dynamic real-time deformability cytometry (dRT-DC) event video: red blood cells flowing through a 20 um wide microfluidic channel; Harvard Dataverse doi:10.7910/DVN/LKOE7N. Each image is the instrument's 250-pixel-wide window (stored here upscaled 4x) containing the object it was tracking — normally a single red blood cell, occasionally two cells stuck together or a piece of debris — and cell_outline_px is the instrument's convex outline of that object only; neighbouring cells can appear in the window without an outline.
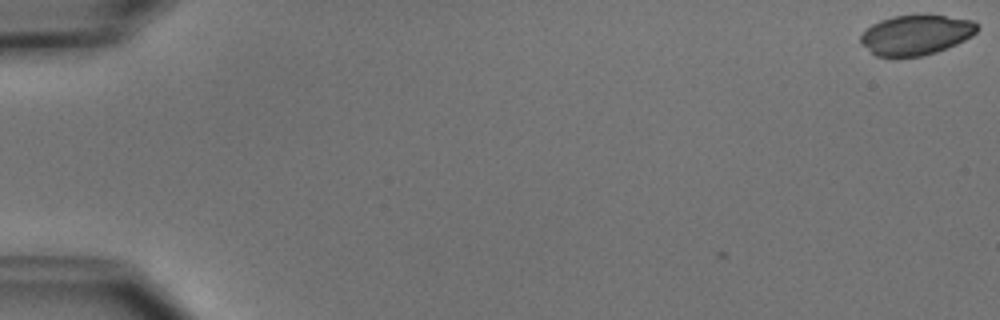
{"species": "common noctule bat (a hibernating species)", "species_latin": "Nyctalus noctula", "temperature_condition": "cold", "stored_images_in_passage": 4, "camera_frame_rate_fps": 3000, "um_per_image_px": 0.085, "animal": {"sex": "male", "body_mass_g": 15.6}, "frame": {"image": 1, "passage_image": 1, "time_ms": 0.0, "image_size_px": [1000, 320], "cell_outline_px": [[980, 28], [972, 36], [956, 44], [936, 52], [920, 56], [876, 56], [860, 44], [860, 36], [872, 24], [880, 20], [892, 16], [920, 12], [972, 20]], "centroid_in_image_um": [77.86, 2.92], "position_along_channel_um": 7.1, "area_um2": 27.57}}